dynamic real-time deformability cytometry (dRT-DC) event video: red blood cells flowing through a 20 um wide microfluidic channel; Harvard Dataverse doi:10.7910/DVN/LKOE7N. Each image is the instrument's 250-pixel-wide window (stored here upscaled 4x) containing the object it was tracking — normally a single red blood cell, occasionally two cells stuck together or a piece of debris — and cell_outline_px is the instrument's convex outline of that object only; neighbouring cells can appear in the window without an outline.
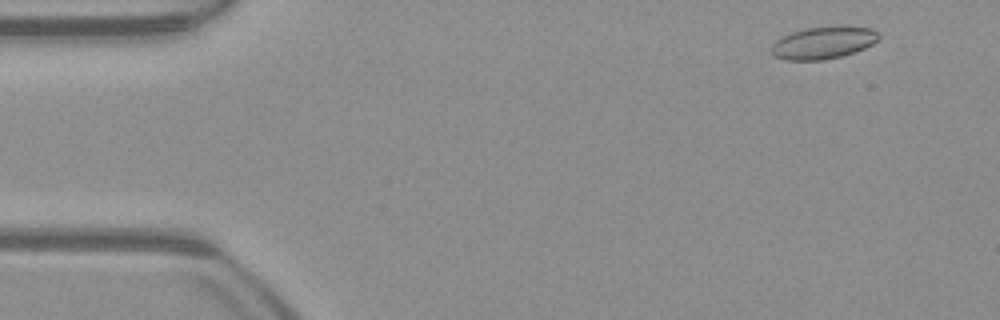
{"species": "common noctule bat (a hibernating species)", "species_latin": "Nyctalus noctula", "temperature_condition": "warm", "stored_images_in_passage": 12, "camera_frame_rate_fps": 3000, "um_per_image_px": 0.085, "animal": {"sex": "male", "body_mass_g": 23.1, "forearm_length_mm": 52.7}, "frame": {"image": 1, "passage_image": 4, "time_ms": 1.0, "image_size_px": [1000, 320], "cell_outline_px": [[880, 36], [872, 44], [864, 48], [840, 56], [824, 60], [784, 60], [772, 56], [768, 52], [772, 44], [780, 36], [804, 28], [836, 24], [872, 28], [880, 32]], "centroid_in_image_um": [69.94, 3.6], "position_along_channel_um": 15.1, "area_um2": 20.87}}